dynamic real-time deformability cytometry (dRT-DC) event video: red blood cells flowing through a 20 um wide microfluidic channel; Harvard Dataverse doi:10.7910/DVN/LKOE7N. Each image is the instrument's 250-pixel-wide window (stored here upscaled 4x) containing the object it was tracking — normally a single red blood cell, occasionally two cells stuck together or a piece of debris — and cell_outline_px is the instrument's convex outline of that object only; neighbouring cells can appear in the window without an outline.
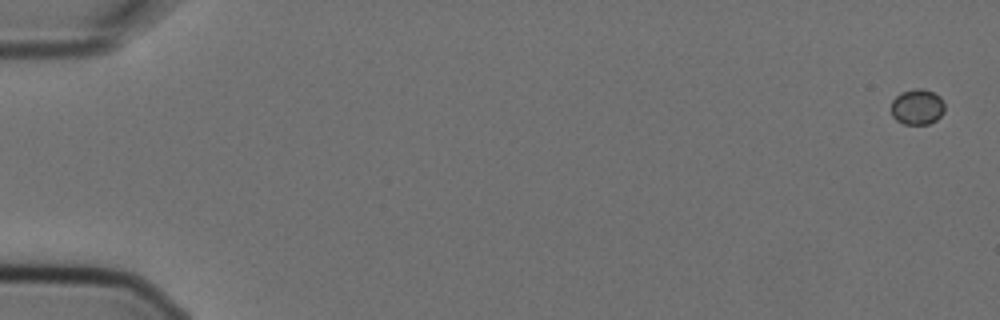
{"species": "Egyptian fruit bat (a non-hibernating species)", "species_latin": "Rousettus aegyptiacus", "temperature_condition": "cold", "stored_images_in_passage": 2, "camera_frame_rate_fps": 3000, "um_per_image_px": 0.085, "animal": {"sex": "female"}, "frame": {"image": 1, "passage_image": 1, "time_ms": 0.0, "image_size_px": [1000, 320], "cell_outline_px": [[944, 112], [936, 120], [928, 124], [904, 124], [896, 120], [892, 116], [892, 100], [900, 92], [916, 88], [924, 88], [940, 96], [944, 104]], "centroid_in_image_um": [77.97, 9.08], "position_along_channel_um": 7.0, "area_um2": 11.16}}